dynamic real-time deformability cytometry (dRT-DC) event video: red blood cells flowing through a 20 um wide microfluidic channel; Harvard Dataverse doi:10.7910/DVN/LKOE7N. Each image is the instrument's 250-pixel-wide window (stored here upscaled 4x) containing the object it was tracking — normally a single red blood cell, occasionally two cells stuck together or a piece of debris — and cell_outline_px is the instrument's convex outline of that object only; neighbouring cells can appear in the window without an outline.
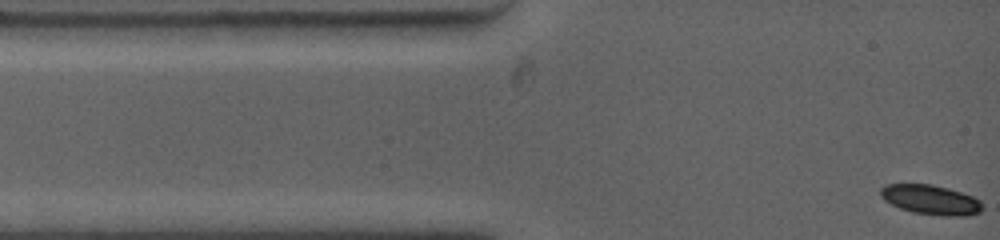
{"species": "common noctule bat (a hibernating species)", "species_latin": "Nyctalus noctula", "temperature_condition": "warm", "stored_images_in_passage": 41, "camera_frame_rate_fps": 4500, "um_per_image_px": 0.085, "animal": {"sex": "female", "body_mass_g": 19.0, "forearm_length_mm": 53.3}, "frame": {"image": 1, "passage_image": 1, "time_ms": 0.0, "image_size_px": [1000, 240], "cell_outline_px": [[984, 208], [980, 212], [968, 216], [944, 216], [912, 212], [900, 208], [884, 200], [880, 196], [880, 188], [884, 184], [932, 184], [948, 188], [972, 196], [980, 200]], "centroid_in_image_um": [79.12, 16.98], "position_along_channel_um": 5.9, "area_um2": 17.74}}
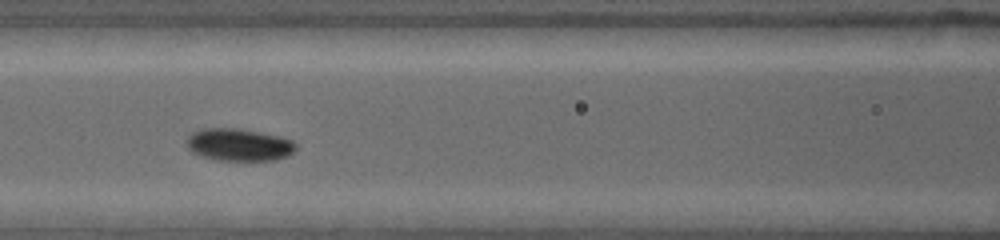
{"frame": {"image": 2, "passage_image": 16, "time_ms": 4.889, "image_size_px": [1000, 240], "cell_outline_px": [[296, 148], [288, 156], [276, 160], [216, 160], [200, 156], [192, 152], [188, 148], [184, 140], [192, 132], [200, 128], [240, 128], [280, 136], [292, 140], [296, 144]], "centroid_in_image_um": [20.27, 12.29], "position_along_channel_um": 146.3, "area_um2": 20.92}}
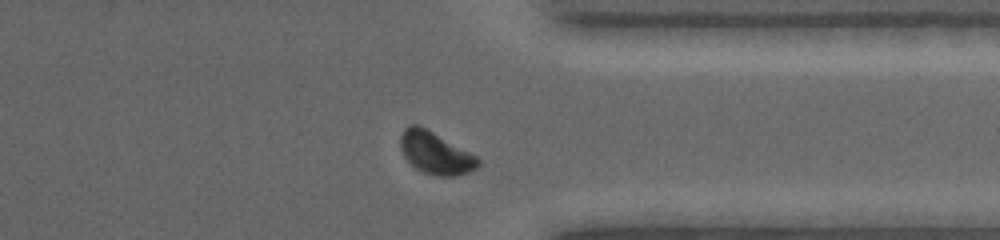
{"frame": {"image": 3, "passage_image": 35, "time_ms": 10.889, "image_size_px": [1000, 240], "cell_outline_px": [[480, 164], [476, 168], [468, 172], [456, 176], [436, 176], [424, 172], [416, 168], [404, 156], [400, 148], [400, 136], [404, 128], [408, 124], [420, 124], [476, 156], [480, 160]], "centroid_in_image_um": [36.99, 12.98], "position_along_channel_um": 374.4, "area_um2": 19.07}, "authors_computed_cell_mechanics": {"area_um2": 19.941, "velocity_mm_per_s": 3.8523, "shape_relaxation_time_tau1_ms": 2.5034, "shape_relaxation_time_tau2_ms": 3.4997, "deformation_change_tau1": 0.1068, "deformation_change_tau2": 0.0418}}